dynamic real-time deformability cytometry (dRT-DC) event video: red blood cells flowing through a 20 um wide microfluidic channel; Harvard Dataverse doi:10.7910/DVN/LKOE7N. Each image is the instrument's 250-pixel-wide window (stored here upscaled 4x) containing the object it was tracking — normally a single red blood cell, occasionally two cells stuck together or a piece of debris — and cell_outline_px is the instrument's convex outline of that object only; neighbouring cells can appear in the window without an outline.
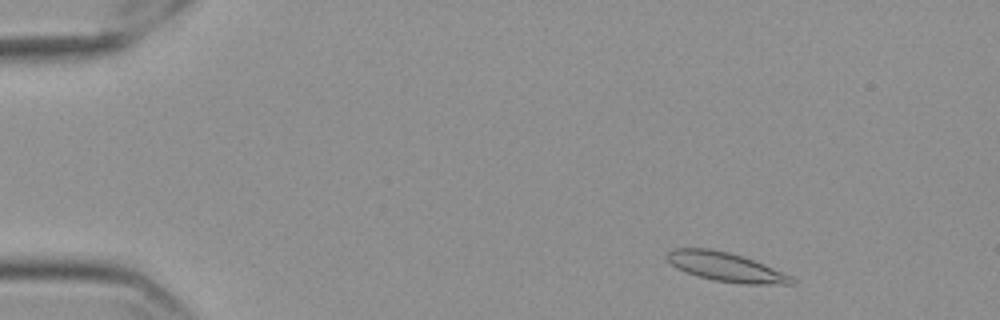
{"species": "Egyptian fruit bat (a non-hibernating species)", "species_latin": "Rousettus aegyptiacus", "temperature_condition": "cold", "stored_images_in_passage": 51, "camera_frame_rate_fps": 3000, "um_per_image_px": 0.085, "frame": {"image": 1, "passage_image": 1, "time_ms": 0.0, "image_size_px": [1000, 320], "cell_outline_px": [[796, 284], [740, 284], [712, 280], [696, 276], [684, 272], [676, 268], [668, 260], [668, 252], [672, 248], [708, 248], [728, 252], [764, 264], [792, 276], [796, 280]], "centroid_in_image_um": [61.7, 22.71], "position_along_channel_um": 23.3, "area_um2": 21.1}}
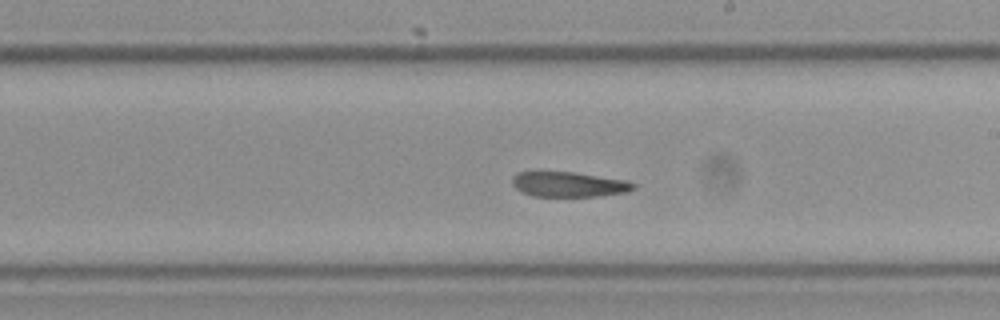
{"frame": {"image": 2, "passage_image": 27, "time_ms": 8.667, "image_size_px": [1000, 320], "cell_outline_px": [[636, 188], [628, 192], [600, 196], [532, 196], [520, 192], [512, 184], [512, 176], [520, 172], [572, 172], [628, 180], [636, 184]], "centroid_in_image_um": [48.38, 15.68], "position_along_channel_um": 240.6, "area_um2": 17.8}}
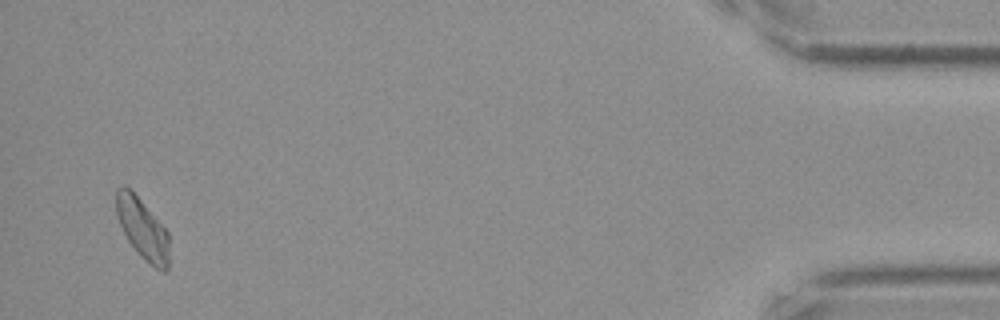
{"frame": {"image": 3, "passage_image": 49, "time_ms": 16.0, "image_size_px": [1000, 320], "cell_outline_px": [[168, 268], [164, 272], [156, 268], [144, 260], [140, 256], [128, 240], [120, 224], [116, 212], [116, 192], [124, 184], [140, 200], [168, 232]], "centroid_in_image_um": [12.11, 19.48], "position_along_channel_um": 423.1, "area_um2": 18.21}, "authors_computed_cell_mechanics": {"area_um2": 19.4786, "velocity_mm_per_s": 3.5311, "shape_relaxation_time_tau1_ms": null, "shape_relaxation_time_tau2_ms": 2.5746, "deformation_change_tau1": null, "deformation_change_tau2": 0.0887}}